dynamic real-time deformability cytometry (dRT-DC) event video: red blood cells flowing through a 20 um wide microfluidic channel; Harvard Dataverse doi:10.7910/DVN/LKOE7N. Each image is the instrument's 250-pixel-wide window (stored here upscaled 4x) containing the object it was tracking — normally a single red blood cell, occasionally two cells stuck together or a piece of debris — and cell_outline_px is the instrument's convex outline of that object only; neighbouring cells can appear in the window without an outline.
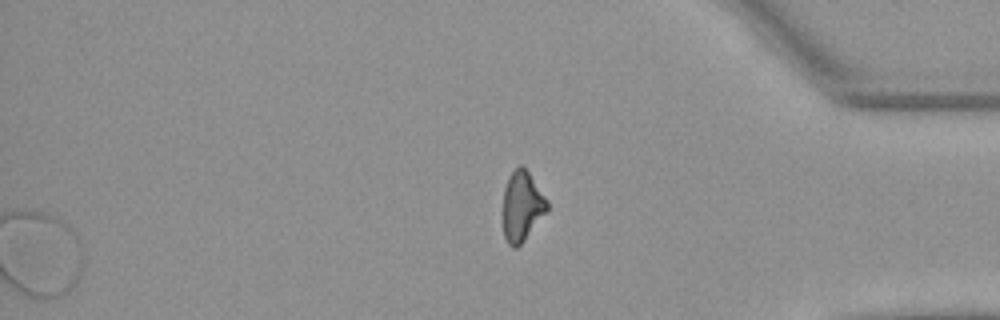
{"species": "Egyptian fruit bat (a non-hibernating species)", "species_latin": "Rousettus aegyptiacus", "temperature_condition": "warm", "stored_images_in_passage": 42, "segment_of_instrument_passage": [2, 2], "camera_frame_rate_fps": 3000, "um_per_image_px": 0.085, "animal": {"sex": "female"}, "frame": {"image": 1, "passage_image": 42, "time_ms": 13.667, "image_size_px": [1000, 320], "cell_outline_px": [[548, 212], [524, 240], [516, 248], [512, 248], [508, 244], [504, 236], [504, 188], [508, 176], [520, 164], [528, 172], [548, 200]], "centroid_in_image_um": [44.39, 17.54], "position_along_channel_um": 390.8, "area_um2": 17.92}}